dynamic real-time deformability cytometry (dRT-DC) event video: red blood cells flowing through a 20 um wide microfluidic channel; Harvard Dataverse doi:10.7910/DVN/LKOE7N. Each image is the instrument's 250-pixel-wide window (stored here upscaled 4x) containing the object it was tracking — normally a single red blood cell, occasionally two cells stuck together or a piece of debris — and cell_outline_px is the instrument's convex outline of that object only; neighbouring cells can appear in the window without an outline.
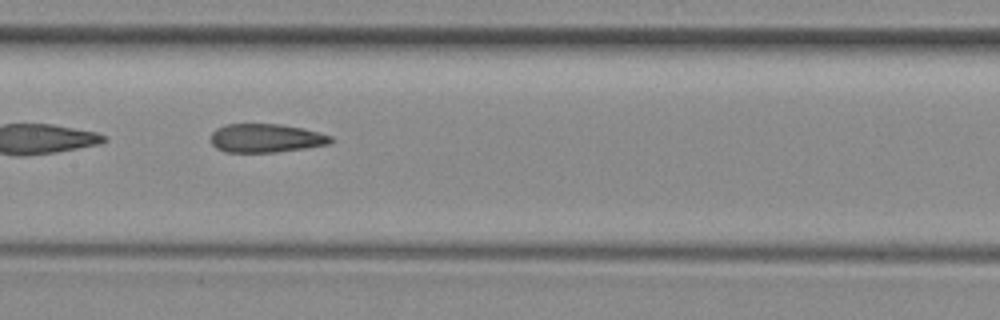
{"species": "common noctule bat (a hibernating species)", "species_latin": "Nyctalus noctula", "temperature_condition": "room temperature", "stored_images_in_passage": 28, "camera_frame_rate_fps": 3000, "um_per_image_px": 0.085, "animal": {"sex": "female", "body_mass_g": 29.2, "forearm_length_mm": 56.3}, "frame": {"image": 1, "passage_image": 9, "time_ms": 2.667, "image_size_px": [1000, 320], "cell_outline_px": [[332, 140], [328, 144], [304, 148], [276, 152], [224, 152], [216, 148], [212, 144], [212, 132], [216, 128], [228, 124], [280, 124], [304, 128], [332, 136]], "centroid_in_image_um": [22.59, 11.74], "position_along_channel_um": 184.8, "area_um2": 19.94}}